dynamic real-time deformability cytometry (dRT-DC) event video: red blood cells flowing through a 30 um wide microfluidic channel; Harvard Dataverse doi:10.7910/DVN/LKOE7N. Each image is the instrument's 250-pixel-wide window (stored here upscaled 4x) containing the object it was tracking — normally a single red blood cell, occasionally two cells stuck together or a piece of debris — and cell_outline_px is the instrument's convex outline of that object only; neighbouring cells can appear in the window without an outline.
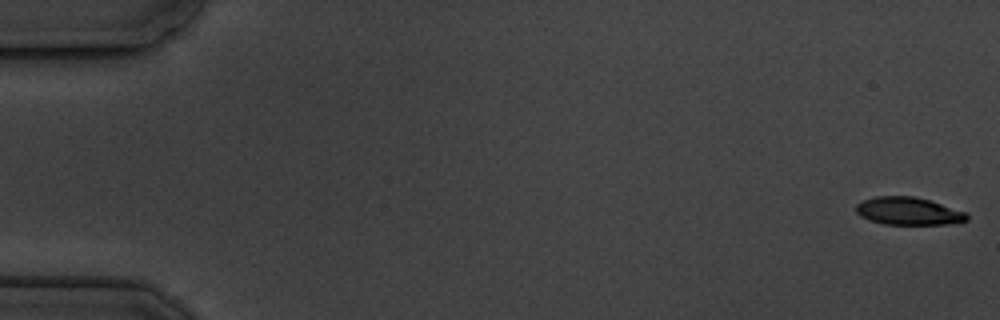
{"species": "common noctule bat (a hibernating species)", "species_latin": "Nyctalus noctula", "temperature_condition": "cold", "stored_images_in_passage": 6, "camera_frame_rate_fps": 3000, "um_per_image_px": 0.085, "animal": {"sex": "male", "body_mass_g": 19.5, "forearm_length_mm": 54.6}, "frame": {"image": 1, "passage_image": 1, "time_ms": 0.0, "image_size_px": [1000, 320], "cell_outline_px": [[968, 220], [948, 224], [884, 224], [868, 220], [860, 216], [856, 212], [856, 204], [864, 200], [876, 196], [912, 196], [928, 200], [968, 212]], "centroid_in_image_um": [77.21, 17.95], "position_along_channel_um": 7.8, "area_um2": 17.86}}
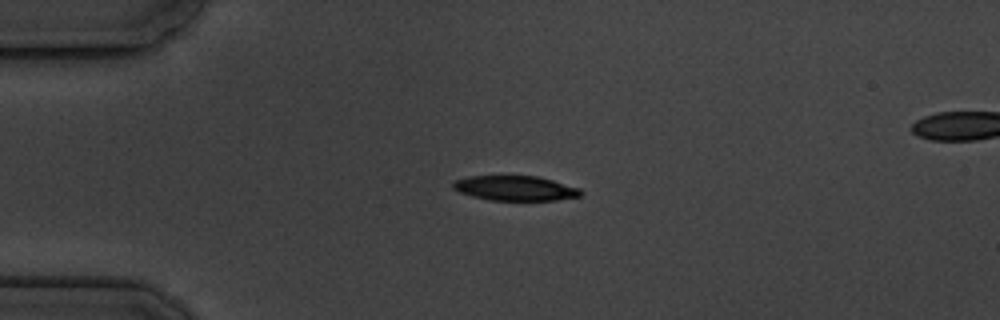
{"frame": {"image": 2, "passage_image": 4, "time_ms": 4.333, "image_size_px": [1000, 320], "cell_outline_px": [[584, 192], [580, 196], [556, 200], [488, 200], [472, 196], [460, 192], [452, 188], [452, 184], [456, 180], [468, 176], [536, 176], [552, 180], [580, 188]], "centroid_in_image_um": [43.8, 16.0], "position_along_channel_um": 41.2, "area_um2": 18.44}}